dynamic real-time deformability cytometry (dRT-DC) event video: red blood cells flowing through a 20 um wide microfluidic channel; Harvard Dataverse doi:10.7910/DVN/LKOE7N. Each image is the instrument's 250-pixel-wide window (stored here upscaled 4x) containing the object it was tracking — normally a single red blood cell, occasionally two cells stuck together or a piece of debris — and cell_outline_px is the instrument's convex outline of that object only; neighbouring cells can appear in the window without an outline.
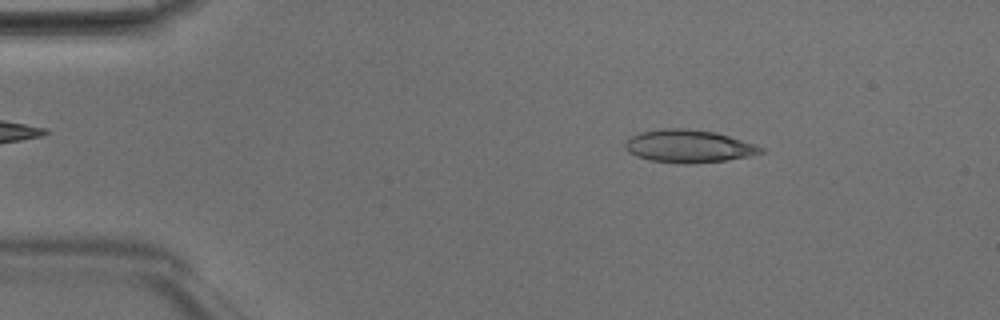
{"species": "Egyptian fruit bat (a non-hibernating species)", "species_latin": "Rousettus aegyptiacus", "temperature_condition": "room temperature", "stored_images_in_passage": 44, "camera_frame_rate_fps": 3000, "um_per_image_px": 0.085, "animal": {"sex": "male"}, "frame": {"image": 1, "passage_image": 4, "time_ms": 1.0, "image_size_px": [1000, 320], "cell_outline_px": [[764, 152], [752, 156], [724, 160], [692, 164], [684, 164], [648, 160], [636, 156], [628, 152], [624, 148], [624, 144], [632, 136], [640, 132], [664, 128], [688, 128], [716, 132], [756, 144], [764, 148]], "centroid_in_image_um": [58.55, 12.43], "position_along_channel_um": 26.5, "area_um2": 26.13}}
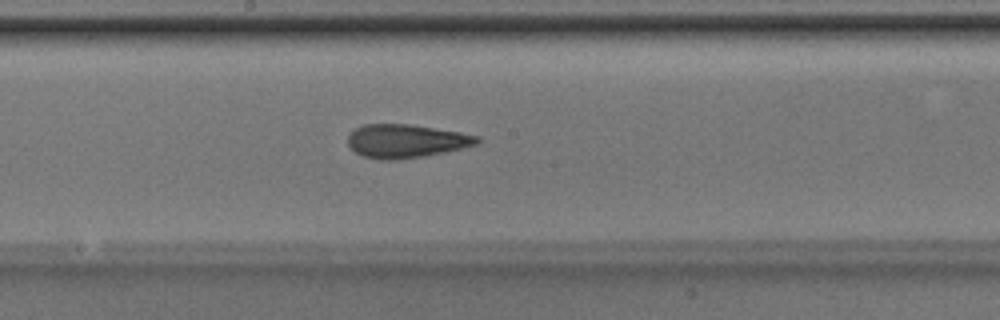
{"frame": {"image": 2, "passage_image": 22, "time_ms": 7.0, "image_size_px": [1000, 320], "cell_outline_px": [[480, 140], [476, 144], [444, 152], [424, 156], [396, 160], [380, 160], [364, 156], [356, 152], [348, 144], [348, 132], [364, 124], [408, 124], [460, 132], [480, 136]], "centroid_in_image_um": [34.48, 11.98], "position_along_channel_um": 213.7, "area_um2": 25.09}}
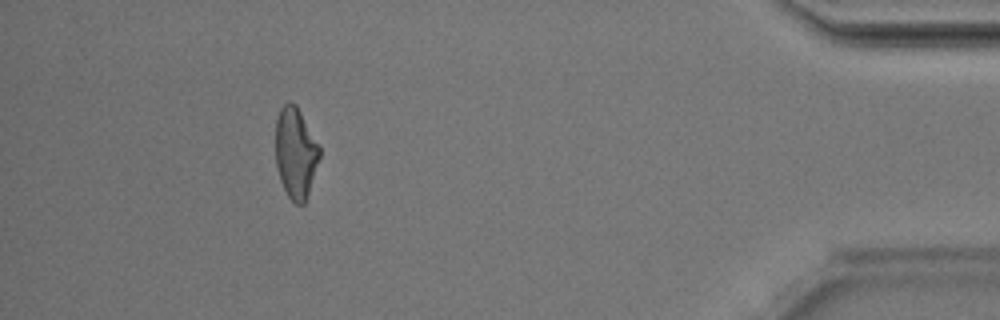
{"frame": {"image": 3, "passage_image": 40, "time_ms": 13.0, "image_size_px": [1000, 320], "cell_outline_px": [[320, 156], [304, 204], [296, 204], [288, 196], [280, 180], [276, 164], [276, 120], [280, 108], [288, 100], [296, 104], [320, 148]], "centroid_in_image_um": [25.11, 12.97], "position_along_channel_um": 410.1, "area_um2": 22.95}, "authors_computed_cell_mechanics": {"area_um2": 24.6517, "velocity_mm_per_s": 4.197, "shape_relaxation_time_tau1_ms": 5.2141, "shape_relaxation_time_tau2_ms": 2.5271, "deformation_change_tau1": 0.1731, "deformation_change_tau2": 0.1356}}